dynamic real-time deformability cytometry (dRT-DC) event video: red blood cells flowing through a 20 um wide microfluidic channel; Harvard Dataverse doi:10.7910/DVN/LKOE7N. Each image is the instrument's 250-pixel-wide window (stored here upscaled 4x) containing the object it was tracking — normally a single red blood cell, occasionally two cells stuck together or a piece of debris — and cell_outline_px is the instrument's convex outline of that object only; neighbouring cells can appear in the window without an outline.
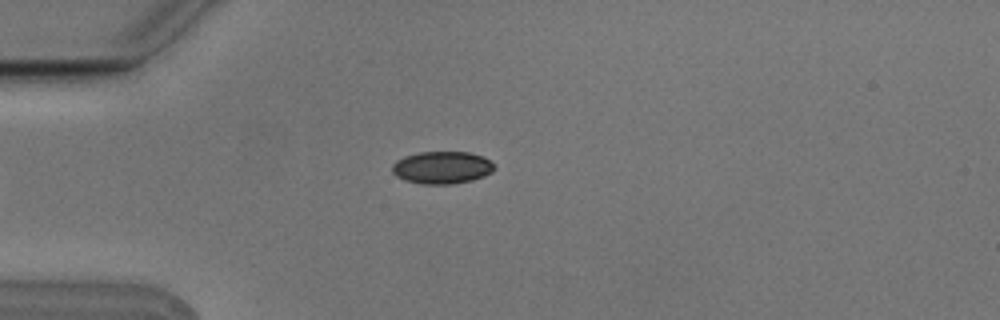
{"species": "Egyptian fruit bat (a non-hibernating species)", "species_latin": "Rousettus aegyptiacus", "temperature_condition": "cold", "stored_images_in_passage": 5, "camera_frame_rate_fps": 3000, "um_per_image_px": 0.085, "animal": {"sex": "male"}, "frame": {"image": 1, "passage_image": 5, "time_ms": 1.333, "image_size_px": [1000, 320], "cell_outline_px": [[496, 168], [492, 172], [484, 176], [472, 180], [452, 184], [420, 184], [404, 180], [396, 176], [392, 172], [392, 164], [396, 160], [404, 156], [420, 152], [468, 152], [480, 156], [488, 160]], "centroid_in_image_um": [37.53, 14.25], "position_along_channel_um": 47.5, "area_um2": 19.31}}